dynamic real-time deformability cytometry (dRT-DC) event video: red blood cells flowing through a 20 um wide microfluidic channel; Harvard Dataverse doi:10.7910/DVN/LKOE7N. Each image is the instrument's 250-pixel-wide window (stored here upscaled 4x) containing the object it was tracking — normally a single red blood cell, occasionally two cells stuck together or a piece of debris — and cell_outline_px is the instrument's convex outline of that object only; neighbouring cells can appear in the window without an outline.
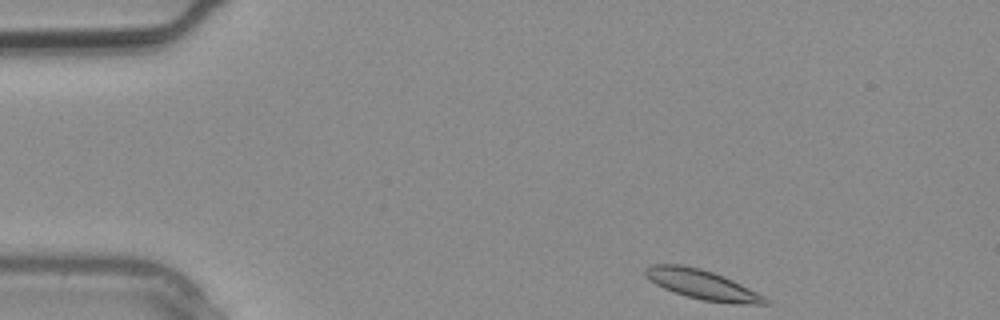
{"species": "common noctule bat (a hibernating species)", "species_latin": "Nyctalus noctula", "temperature_condition": "warm", "stored_images_in_passage": 2, "camera_frame_rate_fps": 3000, "um_per_image_px": 0.085, "animal": {"sex": "male", "body_mass_g": 20.4}, "frame": {"image": 1, "passage_image": 1, "time_ms": 0.0, "image_size_px": [1000, 320], "cell_outline_px": [[768, 304], [736, 304], [704, 300], [688, 296], [664, 288], [648, 280], [644, 276], [644, 268], [652, 264], [680, 264], [700, 268], [712, 272], [732, 280], [764, 296], [768, 300]], "centroid_in_image_um": [59.63, 24.17], "position_along_channel_um": 25.4, "area_um2": 20.35}}